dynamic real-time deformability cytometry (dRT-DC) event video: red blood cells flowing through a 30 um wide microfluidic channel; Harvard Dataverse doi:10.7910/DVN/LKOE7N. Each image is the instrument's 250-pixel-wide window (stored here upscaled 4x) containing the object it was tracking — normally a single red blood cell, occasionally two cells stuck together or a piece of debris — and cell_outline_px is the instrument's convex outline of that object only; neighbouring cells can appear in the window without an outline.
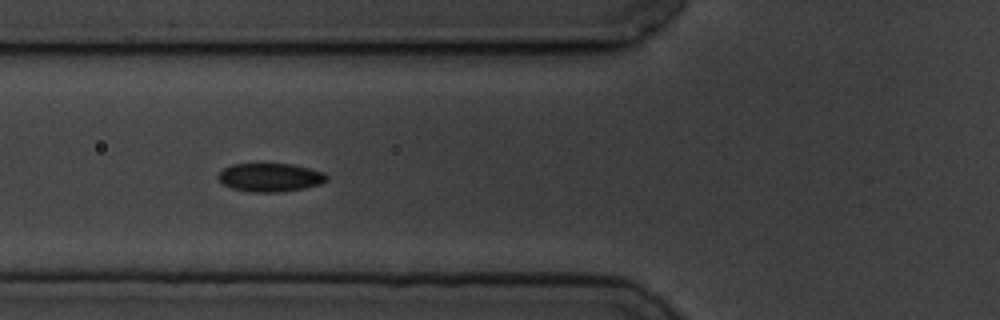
{"species": "common noctule bat (a hibernating species)", "species_latin": "Nyctalus noctula", "temperature_condition": "cold", "stored_images_in_passage": 9, "camera_frame_rate_fps": 3000, "um_per_image_px": 0.085, "animal": {"sex": "male", "body_mass_g": 19.5, "forearm_length_mm": 54.6}, "frame": {"image": 1, "passage_image": 6, "time_ms": 6.667, "image_size_px": [1000, 320], "cell_outline_px": [[328, 180], [320, 184], [304, 188], [280, 192], [252, 192], [232, 188], [224, 184], [216, 176], [224, 168], [232, 164], [292, 164], [324, 172], [328, 176]], "centroid_in_image_um": [22.98, 15.08], "position_along_channel_um": 102.8, "area_um2": 17.92}}
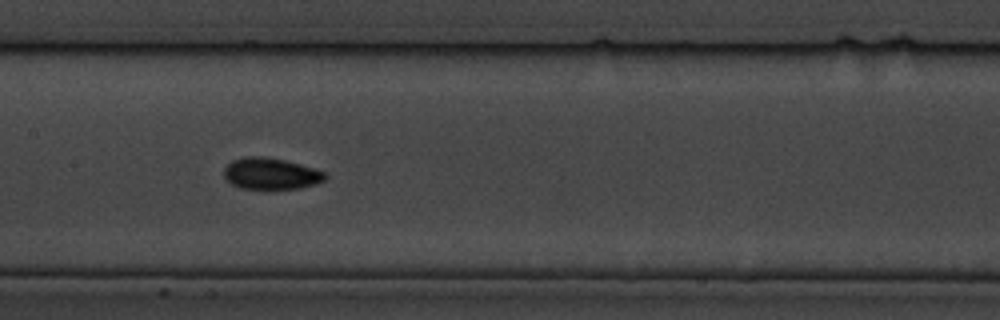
{"frame": {"image": 2, "passage_image": 8, "time_ms": 9.0, "image_size_px": [1000, 320], "cell_outline_px": [[328, 176], [324, 180], [316, 184], [300, 188], [240, 188], [232, 184], [224, 176], [224, 168], [232, 160], [244, 156], [260, 156], [284, 160], [300, 164], [324, 172]], "centroid_in_image_um": [23.01, 14.75], "position_along_channel_um": 184.4, "area_um2": 18.32}}
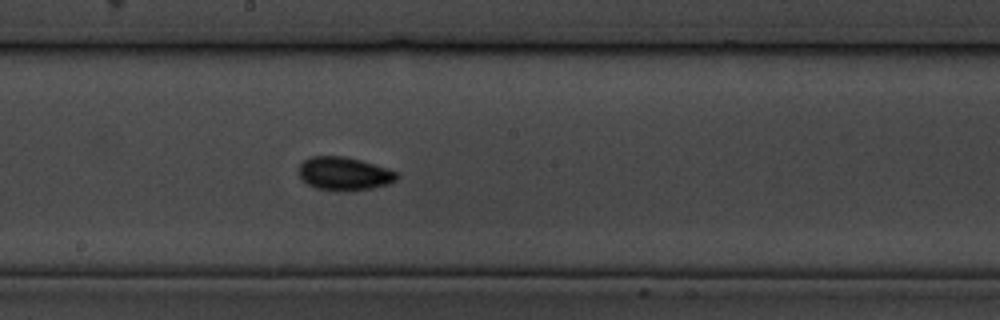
{"frame": {"image": 3, "passage_image": 9, "time_ms": 10.0, "image_size_px": [1000, 320], "cell_outline_px": [[400, 176], [396, 180], [388, 184], [372, 188], [316, 188], [308, 184], [300, 176], [300, 164], [304, 160], [312, 156], [344, 156], [360, 160], [388, 168], [396, 172]], "centroid_in_image_um": [29.29, 14.71], "position_along_channel_um": 218.9, "area_um2": 18.21}}